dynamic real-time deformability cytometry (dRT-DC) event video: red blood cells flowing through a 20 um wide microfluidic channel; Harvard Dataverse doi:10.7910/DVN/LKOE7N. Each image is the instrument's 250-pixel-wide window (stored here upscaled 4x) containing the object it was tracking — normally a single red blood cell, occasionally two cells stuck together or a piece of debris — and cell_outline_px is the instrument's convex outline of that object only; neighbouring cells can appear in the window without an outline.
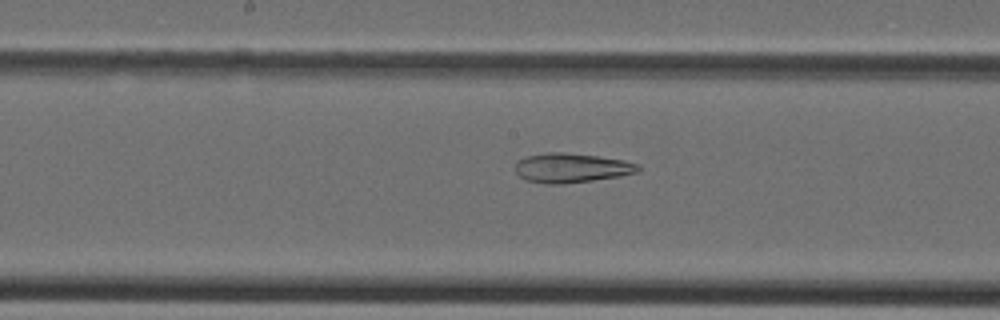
{"species": "Egyptian fruit bat (a non-hibernating species)", "species_latin": "Rousettus aegyptiacus", "temperature_condition": "cold", "stored_images_in_passage": 38, "segment_of_instrument_passage": [1, 2], "camera_frame_rate_fps": 3000, "um_per_image_px": 0.085, "animal": {"sex": "female"}, "frame": {"image": 1, "passage_image": 18, "time_ms": 5.667, "image_size_px": [1000, 320], "cell_outline_px": [[640, 172], [620, 176], [564, 184], [544, 184], [524, 180], [516, 172], [516, 160], [528, 156], [548, 152], [564, 152], [596, 156], [624, 160], [640, 164]], "centroid_in_image_um": [48.58, 14.28], "position_along_channel_um": 199.6, "area_um2": 21.21}}
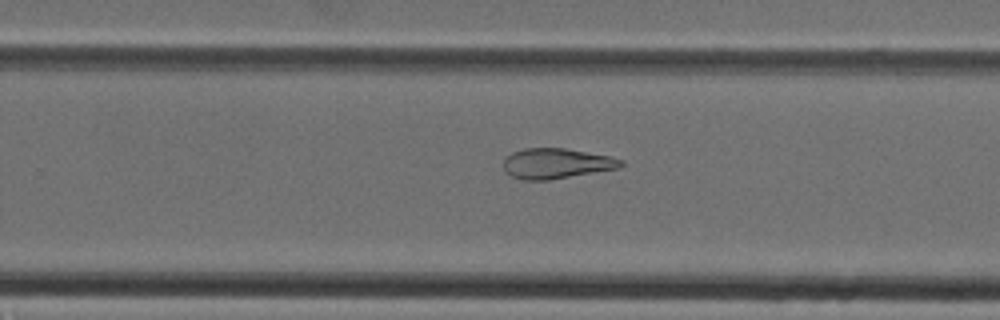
{"frame": {"image": 2, "passage_image": 23, "time_ms": 7.333, "image_size_px": [1000, 320], "cell_outline_px": [[624, 164], [620, 168], [548, 180], [524, 180], [512, 176], [504, 172], [504, 160], [512, 152], [524, 148], [564, 148], [608, 156], [624, 160]], "centroid_in_image_um": [47.29, 13.9], "position_along_channel_um": 282.5, "area_um2": 20.63}}
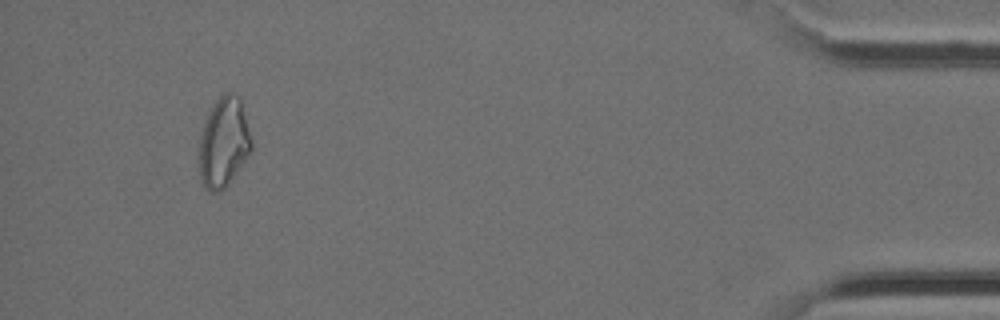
{"frame": {"image": 3, "passage_image": 35, "time_ms": 11.333, "image_size_px": [1000, 320], "cell_outline_px": [[252, 148], [228, 184], [220, 192], [208, 192], [200, 180], [200, 136], [204, 124], [216, 100], [224, 92], [228, 92], [240, 96], [252, 140]], "centroid_in_image_um": [19.02, 12.11], "position_along_channel_um": 416.2, "area_um2": 26.99}}